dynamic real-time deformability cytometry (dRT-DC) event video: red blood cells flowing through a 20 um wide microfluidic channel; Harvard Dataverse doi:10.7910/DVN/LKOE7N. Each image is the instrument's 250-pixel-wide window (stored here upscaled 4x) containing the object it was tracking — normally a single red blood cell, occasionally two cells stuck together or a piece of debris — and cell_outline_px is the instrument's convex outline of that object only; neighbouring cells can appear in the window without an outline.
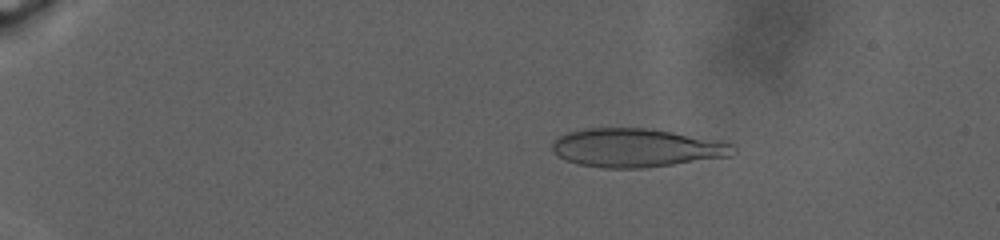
{"species": "human", "species_latin": "Homo sapiens", "temperature_condition": "warm", "stored_images_in_passage": 43, "camera_frame_rate_fps": 3000, "um_per_image_px": 0.085, "donor": {"sex": "male"}, "frame": {"image": 1, "passage_image": 11, "time_ms": 6.333, "image_size_px": [1000, 240], "cell_outline_px": [[736, 152], [732, 156], [672, 164], [640, 168], [604, 168], [580, 164], [564, 160], [552, 148], [552, 140], [556, 136], [568, 132], [588, 128], [644, 128], [672, 132], [720, 140], [732, 144], [736, 148]], "centroid_in_image_um": [54.09, 12.56], "position_along_channel_um": 30.9, "area_um2": 40.58}}
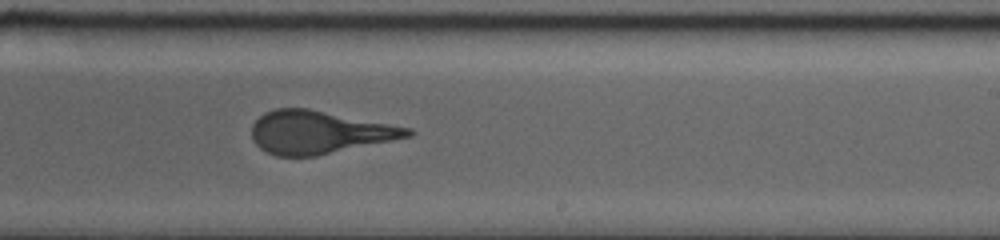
{"frame": {"image": 2, "passage_image": 30, "time_ms": 21.667, "image_size_px": [1000, 240], "cell_outline_px": [[416, 132], [412, 136], [316, 156], [276, 156], [260, 148], [252, 140], [252, 124], [264, 112], [276, 108], [308, 108], [412, 128]], "centroid_in_image_um": [27.12, 11.24], "position_along_channel_um": 261.9, "area_um2": 38.96}}
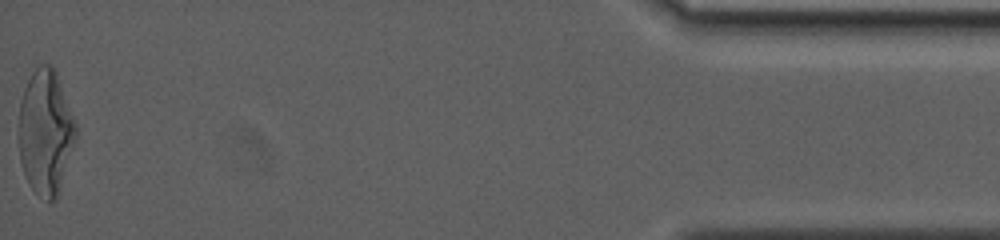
{"frame": {"image": 3, "passage_image": 43, "time_ms": 32.667, "image_size_px": [1000, 240], "cell_outline_px": [[76, 140], [56, 200], [48, 204], [32, 188], [24, 176], [20, 160], [20, 100], [24, 88], [32, 72], [40, 64], [52, 64], [56, 72], [76, 124]], "centroid_in_image_um": [3.88, 11.26], "position_along_channel_um": 431.3, "area_um2": 41.33}, "authors_computed_cell_mechanics": {"area_um2": 39.6508, "velocity_mm_per_s": 2.2147, "shape_relaxation_time_tau1_ms": 11.076, "shape_relaxation_time_tau2_ms": 1.5339, "deformation_change_tau1": 0.2891, "deformation_change_tau2": 0.1095}}